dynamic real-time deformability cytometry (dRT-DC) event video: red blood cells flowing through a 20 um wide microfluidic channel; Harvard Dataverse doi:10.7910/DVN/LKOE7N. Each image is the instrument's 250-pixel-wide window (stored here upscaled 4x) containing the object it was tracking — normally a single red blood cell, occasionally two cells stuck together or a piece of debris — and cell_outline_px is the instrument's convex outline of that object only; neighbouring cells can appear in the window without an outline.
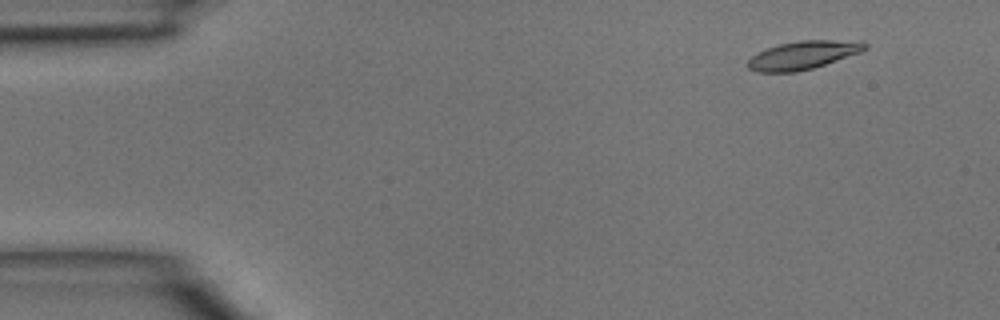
{"species": "common noctule bat (a hibernating species)", "species_latin": "Nyctalus noctula", "temperature_condition": "room temperature", "stored_images_in_passage": 15, "camera_frame_rate_fps": 3000, "um_per_image_px": 0.085, "animal": {"sex": "male", "body_mass_g": 15.6}, "frame": {"image": 1, "passage_image": 3, "time_ms": 0.667, "image_size_px": [1000, 320], "cell_outline_px": [[868, 48], [860, 52], [812, 68], [796, 72], [756, 72], [748, 68], [748, 60], [752, 56], [768, 48], [780, 44], [800, 40], [864, 40], [868, 44]], "centroid_in_image_um": [68.31, 4.67], "position_along_channel_um": 16.7, "area_um2": 19.19}}
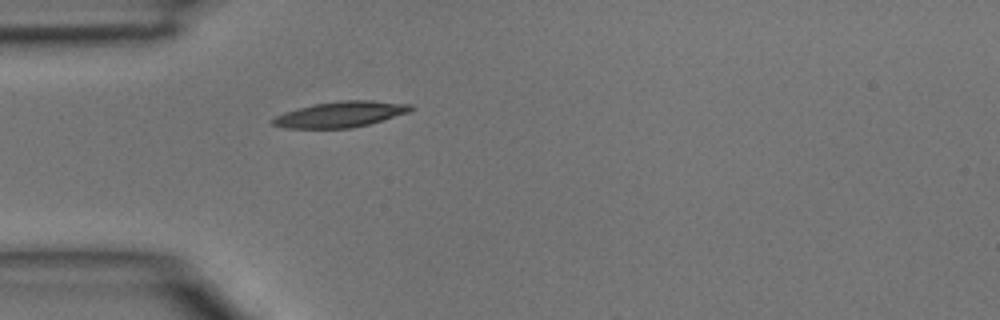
{"frame": {"image": 2, "passage_image": 12, "time_ms": 3.667, "image_size_px": [1000, 320], "cell_outline_px": [[412, 108], [408, 112], [368, 124], [352, 128], [288, 128], [272, 124], [268, 120], [284, 112], [312, 104], [344, 100], [372, 100], [412, 104]], "centroid_in_image_um": [28.9, 9.71], "position_along_channel_um": 56.1, "area_um2": 20.58}}